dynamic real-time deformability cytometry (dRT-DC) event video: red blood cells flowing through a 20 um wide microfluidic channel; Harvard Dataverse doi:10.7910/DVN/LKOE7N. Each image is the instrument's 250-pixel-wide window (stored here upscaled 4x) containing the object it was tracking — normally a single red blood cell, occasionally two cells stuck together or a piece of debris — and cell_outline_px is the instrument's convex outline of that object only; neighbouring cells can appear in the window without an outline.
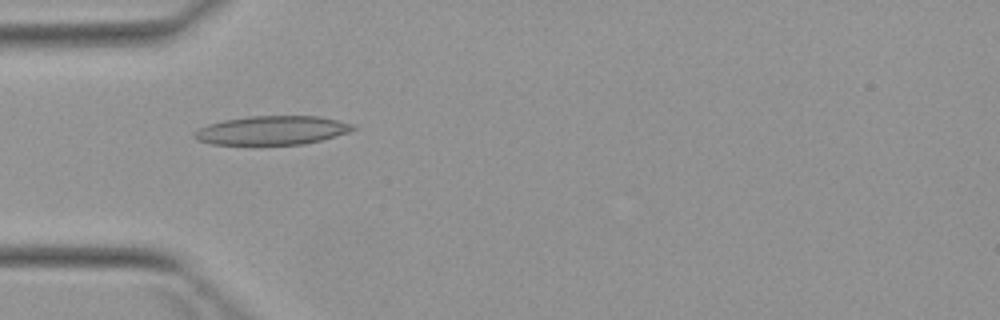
{"species": "Egyptian fruit bat (a non-hibernating species)", "species_latin": "Rousettus aegyptiacus", "temperature_condition": "warm", "stored_images_in_passage": 5, "camera_frame_rate_fps": 3000, "um_per_image_px": 0.085, "animal": {"sex": "female"}, "frame": {"image": 1, "passage_image": 3, "time_ms": 2.667, "image_size_px": [1000, 320], "cell_outline_px": [[356, 128], [348, 132], [320, 140], [304, 144], [212, 144], [196, 140], [192, 136], [192, 132], [196, 128], [208, 124], [224, 120], [248, 116], [320, 116], [352, 124]], "centroid_in_image_um": [23.04, 11.07], "position_along_channel_um": 62.0, "area_um2": 26.59}}
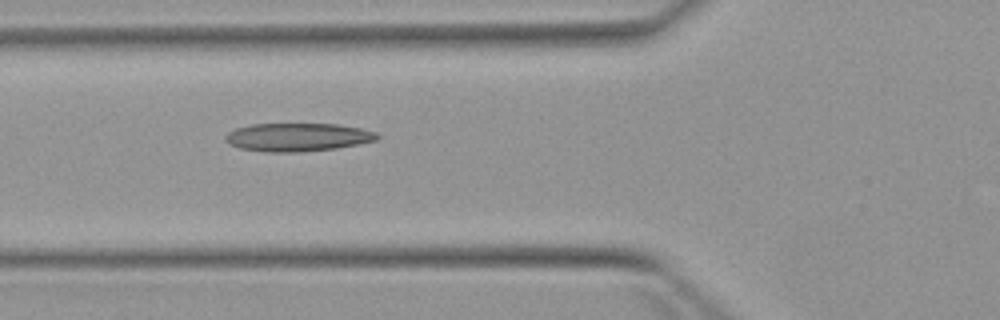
{"frame": {"image": 2, "passage_image": 4, "time_ms": 3.667, "image_size_px": [1000, 320], "cell_outline_px": [[380, 136], [376, 140], [360, 144], [336, 148], [296, 152], [264, 152], [240, 148], [228, 144], [224, 140], [224, 136], [228, 132], [236, 128], [252, 124], [340, 124], [360, 128], [376, 132]], "centroid_in_image_um": [25.28, 11.66], "position_along_channel_um": 100.5, "area_um2": 25.09}}
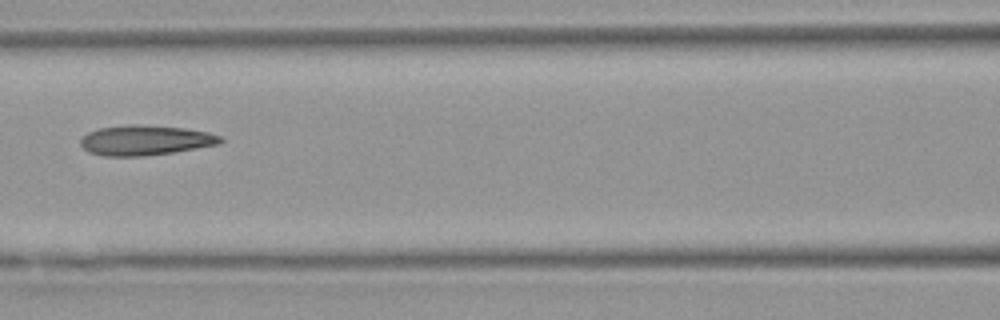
{"frame": {"image": 3, "passage_image": 5, "time_ms": 5.0, "image_size_px": [1000, 320], "cell_outline_px": [[224, 140], [220, 144], [172, 152], [144, 156], [104, 156], [88, 152], [80, 144], [80, 140], [88, 132], [100, 128], [128, 124], [140, 124], [184, 128], [208, 132], [220, 136]], "centroid_in_image_um": [12.34, 11.92], "position_along_channel_um": 154.3, "area_um2": 24.45}}